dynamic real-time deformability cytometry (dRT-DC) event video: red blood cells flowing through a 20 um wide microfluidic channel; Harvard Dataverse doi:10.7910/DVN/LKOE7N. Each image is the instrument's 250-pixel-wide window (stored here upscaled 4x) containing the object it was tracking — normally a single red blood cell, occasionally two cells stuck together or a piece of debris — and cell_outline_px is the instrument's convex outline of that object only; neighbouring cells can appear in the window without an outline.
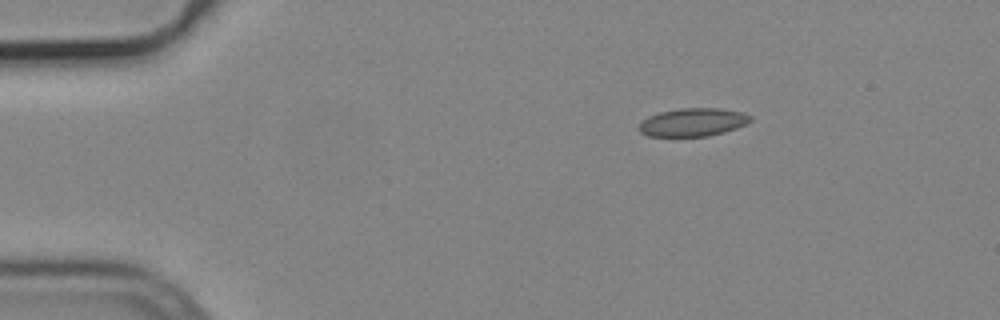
{"species": "common noctule bat (a hibernating species)", "species_latin": "Nyctalus noctula", "temperature_condition": "cold", "stored_images_in_passage": 4, "camera_frame_rate_fps": 3000, "um_per_image_px": 0.085, "animal": {"sex": "male", "body_mass_g": 19.2, "forearm_length_mm": 51.8}, "frame": {"image": 1, "passage_image": 1, "time_ms": 0.0, "image_size_px": [1000, 320], "cell_outline_px": [[752, 120], [748, 124], [724, 132], [708, 136], [648, 136], [640, 132], [636, 128], [648, 116], [660, 112], [680, 108], [720, 108], [744, 112], [752, 116]], "centroid_in_image_um": [58.93, 10.38], "position_along_channel_um": 26.1, "area_um2": 18.44}}